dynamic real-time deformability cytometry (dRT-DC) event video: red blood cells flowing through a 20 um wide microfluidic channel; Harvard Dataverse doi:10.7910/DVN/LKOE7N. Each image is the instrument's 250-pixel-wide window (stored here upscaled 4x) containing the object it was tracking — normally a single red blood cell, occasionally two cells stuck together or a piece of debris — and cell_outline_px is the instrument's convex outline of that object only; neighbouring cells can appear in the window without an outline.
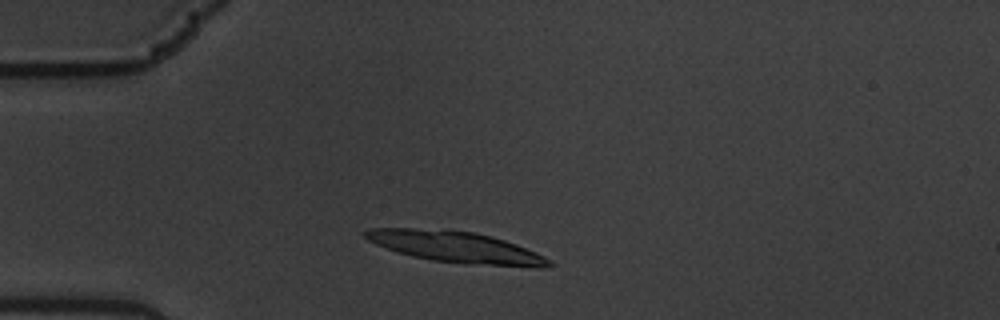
{"species": "common noctule bat (a hibernating species)", "species_latin": "Nyctalus noctula", "temperature_condition": "warm", "stored_images_in_passage": 11, "camera_frame_rate_fps": 3000, "um_per_image_px": 0.085, "animal": {"sex": "male", "body_mass_g": 19.5, "forearm_length_mm": 54.6}, "frame": {"image": 1, "passage_image": 7, "time_ms": 2.0, "image_size_px": [1000, 320], "cell_outline_px": [[552, 264], [548, 268], [536, 268], [468, 264], [432, 260], [412, 256], [376, 244], [368, 240], [364, 236], [364, 232], [368, 228], [412, 228], [476, 232], [504, 240], [516, 244], [536, 252], [552, 260]], "centroid_in_image_um": [38.83, 21.02], "position_along_channel_um": 46.2, "area_um2": 33.29}}